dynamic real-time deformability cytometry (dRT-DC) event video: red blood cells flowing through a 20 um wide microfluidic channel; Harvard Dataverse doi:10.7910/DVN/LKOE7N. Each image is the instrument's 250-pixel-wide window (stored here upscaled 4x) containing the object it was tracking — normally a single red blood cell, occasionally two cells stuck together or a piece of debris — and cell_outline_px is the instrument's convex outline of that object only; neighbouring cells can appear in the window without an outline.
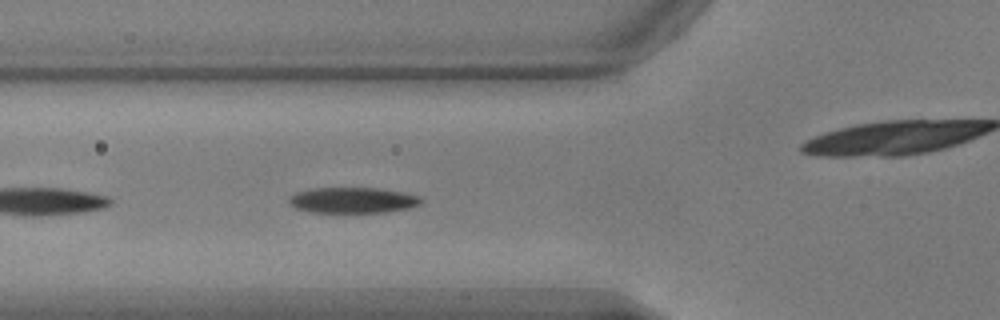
{"species": "common noctule bat (a hibernating species)", "species_latin": "Nyctalus noctula", "temperature_condition": "warm", "stored_images_in_passage": 30, "camera_frame_rate_fps": 3000, "um_per_image_px": 0.085, "animal": {"sex": "male", "body_mass_g": 17.9, "forearm_length_mm": 54.2}, "frame": {"image": 1, "passage_image": 5, "time_ms": 1.333, "image_size_px": [1000, 320], "cell_outline_px": [[424, 200], [420, 204], [408, 208], [388, 212], [308, 212], [296, 208], [288, 200], [288, 196], [296, 192], [312, 188], [380, 188], [404, 192], [420, 196]], "centroid_in_image_um": [30.0, 17.01], "position_along_channel_um": 95.8, "area_um2": 19.94}}
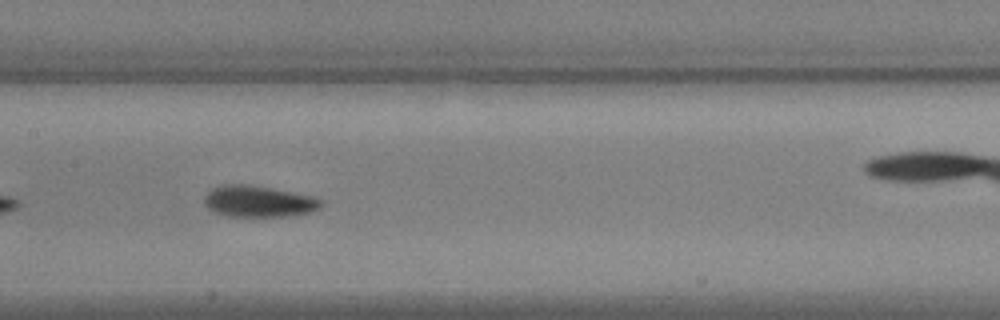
{"frame": {"image": 2, "passage_image": 12, "time_ms": 3.667, "image_size_px": [1000, 320], "cell_outline_px": [[320, 208], [308, 212], [288, 216], [228, 216], [216, 212], [208, 208], [204, 204], [204, 196], [212, 188], [220, 184], [252, 184], [316, 196], [320, 200]], "centroid_in_image_um": [21.95, 17.09], "position_along_channel_um": 185.4, "area_um2": 21.44}, "authors_computed_cell_mechanics": {"area_um2": 20.6057, "velocity_mm_per_s": 3.8364, "shape_relaxation_time_tau1_ms": 1.8771, "shape_relaxation_time_tau2_ms": 2.2144, "deformation_change_tau1": 0.1203, "deformation_change_tau2": 0.0736}}